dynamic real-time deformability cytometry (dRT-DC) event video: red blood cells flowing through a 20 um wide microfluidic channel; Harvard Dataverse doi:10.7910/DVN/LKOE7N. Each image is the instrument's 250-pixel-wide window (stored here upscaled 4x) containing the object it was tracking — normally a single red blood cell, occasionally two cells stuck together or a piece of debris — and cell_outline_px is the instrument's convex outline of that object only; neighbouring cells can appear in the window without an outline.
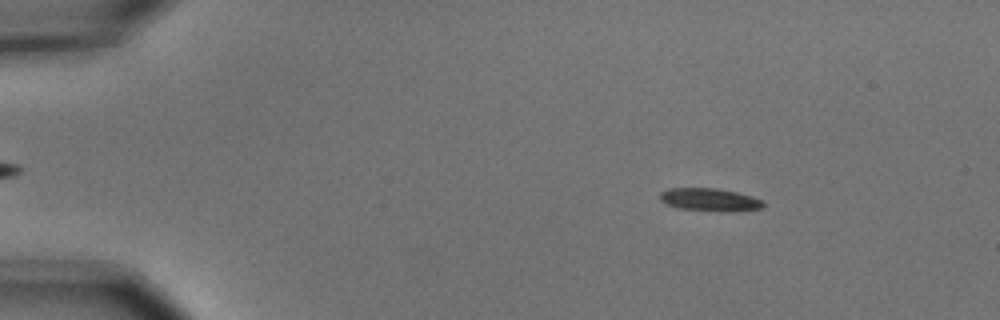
{"species": "common noctule bat (a hibernating species)", "species_latin": "Nyctalus noctula", "temperature_condition": "cold", "stored_images_in_passage": 6, "camera_frame_rate_fps": 3000, "um_per_image_px": 0.085, "animal": {"sex": "male", "body_mass_g": 15.6}, "frame": {"image": 1, "passage_image": 2, "time_ms": 0.333, "image_size_px": [1000, 320], "cell_outline_px": [[764, 208], [732, 212], [728, 212], [676, 208], [660, 200], [660, 192], [668, 188], [716, 188], [736, 192], [752, 196], [760, 200], [764, 204]], "centroid_in_image_um": [60.33, 16.98], "position_along_channel_um": 24.7, "area_um2": 13.81}}
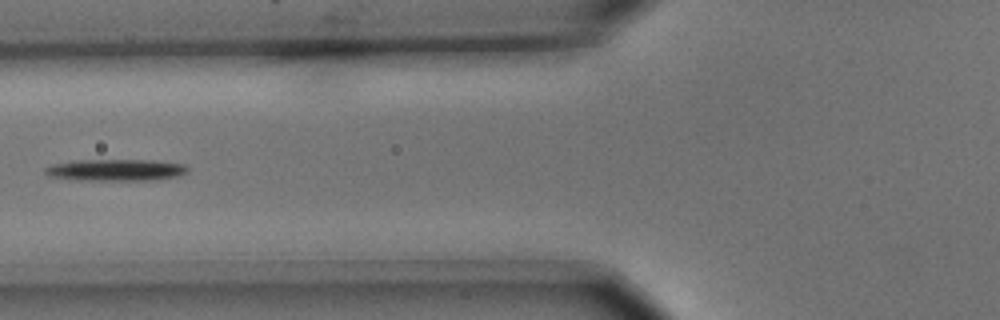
{"frame": {"image": 2, "passage_image": 5, "time_ms": 1.333, "image_size_px": [1000, 320], "cell_outline_px": [[188, 172], [176, 176], [152, 180], [76, 180], [52, 176], [44, 172], [44, 168], [52, 164], [76, 160], [152, 160], [184, 164], [188, 168]], "centroid_in_image_um": [9.84, 14.44], "position_along_channel_um": 116.0, "area_um2": 17.92}}
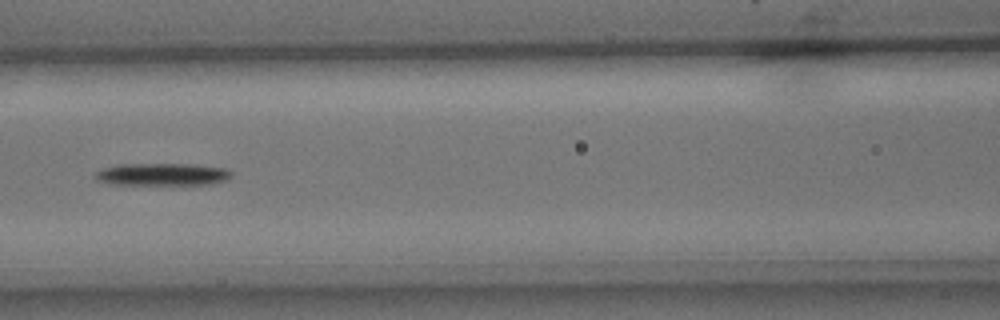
{"frame": {"image": 3, "passage_image": 6, "time_ms": 1.667, "image_size_px": [1000, 320], "cell_outline_px": [[232, 176], [228, 180], [212, 184], [108, 184], [96, 180], [96, 172], [104, 168], [120, 164], [192, 164], [228, 168], [232, 172]], "centroid_in_image_um": [13.86, 14.82], "position_along_channel_um": 152.7, "area_um2": 17.8}}